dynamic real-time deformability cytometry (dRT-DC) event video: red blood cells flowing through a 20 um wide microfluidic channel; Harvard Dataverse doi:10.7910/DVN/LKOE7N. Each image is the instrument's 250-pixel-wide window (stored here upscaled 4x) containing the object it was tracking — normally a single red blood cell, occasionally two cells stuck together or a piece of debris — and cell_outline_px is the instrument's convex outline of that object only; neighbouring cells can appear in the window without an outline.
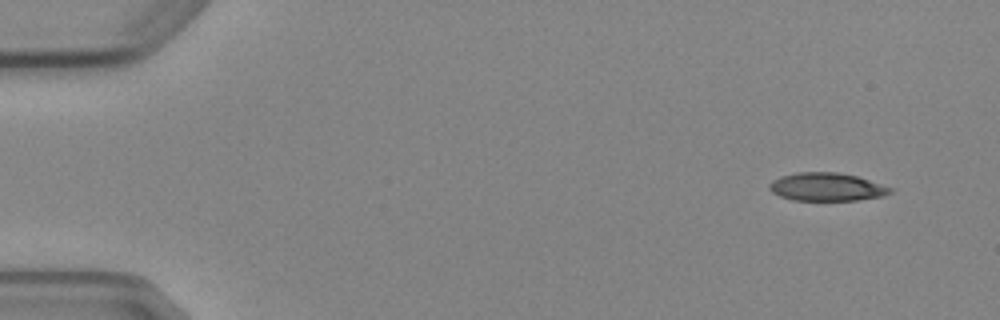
{"species": "Egyptian fruit bat (a non-hibernating species)", "species_latin": "Rousettus aegyptiacus", "temperature_condition": "cold", "stored_images_in_passage": 5, "camera_frame_rate_fps": 3000, "um_per_image_px": 0.085, "animal": {"sex": "female"}, "frame": {"image": 1, "passage_image": 1, "time_ms": 0.0, "image_size_px": [1000, 320], "cell_outline_px": [[892, 192], [884, 196], [856, 200], [792, 200], [780, 196], [772, 192], [768, 188], [768, 184], [772, 180], [780, 176], [796, 172], [836, 172], [856, 176], [892, 188]], "centroid_in_image_um": [70.22, 15.88], "position_along_channel_um": 14.8, "area_um2": 19.77}}
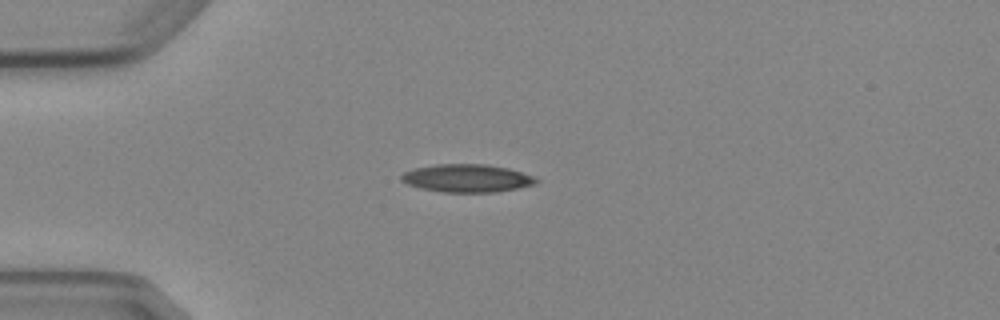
{"frame": {"image": 2, "passage_image": 4, "time_ms": 3.333, "image_size_px": [1000, 320], "cell_outline_px": [[540, 180], [536, 184], [496, 192], [444, 192], [420, 188], [408, 184], [400, 180], [400, 176], [404, 172], [416, 168], [436, 164], [484, 164], [508, 168], [536, 176]], "centroid_in_image_um": [39.72, 15.14], "position_along_channel_um": 45.3, "area_um2": 21.96}}